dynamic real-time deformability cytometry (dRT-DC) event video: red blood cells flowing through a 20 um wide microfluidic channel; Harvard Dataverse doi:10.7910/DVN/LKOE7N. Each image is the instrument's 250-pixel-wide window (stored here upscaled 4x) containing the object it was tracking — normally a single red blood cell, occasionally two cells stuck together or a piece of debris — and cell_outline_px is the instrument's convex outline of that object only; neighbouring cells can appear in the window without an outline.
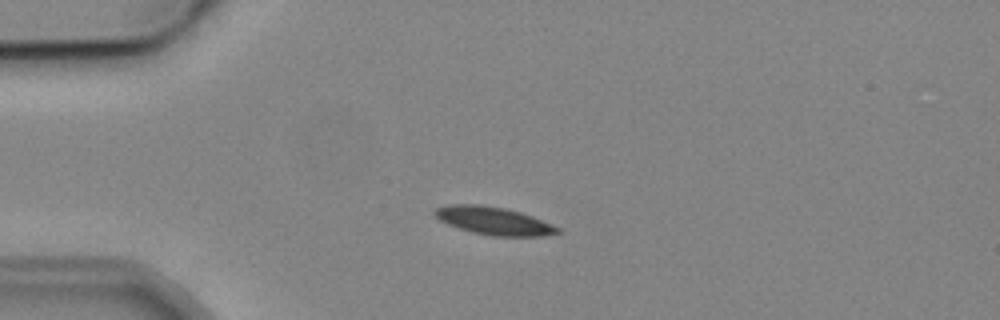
{"species": "common noctule bat (a hibernating species)", "species_latin": "Nyctalus noctula", "temperature_condition": "cold", "stored_images_in_passage": 6, "camera_frame_rate_fps": 3000, "um_per_image_px": 0.085, "animal": {"sex": "male", "body_mass_g": 19.2, "forearm_length_mm": 51.8}, "frame": {"image": 1, "passage_image": 3, "time_ms": 2.333, "image_size_px": [1000, 320], "cell_outline_px": [[560, 232], [544, 236], [492, 236], [472, 232], [448, 224], [440, 220], [432, 212], [436, 208], [448, 204], [484, 204], [504, 208], [520, 212], [532, 216], [552, 224], [560, 228]], "centroid_in_image_um": [41.96, 18.76], "position_along_channel_um": 43.0, "area_um2": 19.94}}